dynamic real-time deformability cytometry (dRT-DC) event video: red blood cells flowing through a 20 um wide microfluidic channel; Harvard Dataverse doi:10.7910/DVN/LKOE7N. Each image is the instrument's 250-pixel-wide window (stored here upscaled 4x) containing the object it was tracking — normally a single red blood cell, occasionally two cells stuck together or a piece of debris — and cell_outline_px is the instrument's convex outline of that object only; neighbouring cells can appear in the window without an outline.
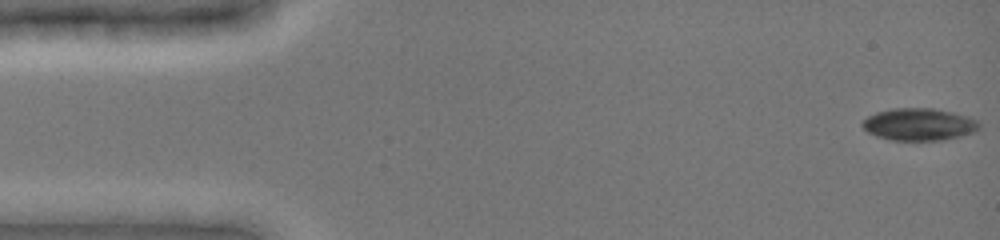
{"species": "common noctule bat (a hibernating species)", "species_latin": "Nyctalus noctula", "temperature_condition": "cold", "stored_images_in_passage": 10, "camera_frame_rate_fps": 3000, "um_per_image_px": 0.085, "animal": {"sex": "female", "body_mass_g": 19.0, "forearm_length_mm": 51.5}, "frame": {"image": 1, "passage_image": 1, "time_ms": 0.0, "image_size_px": [1000, 240], "cell_outline_px": [[980, 128], [972, 132], [960, 136], [944, 140], [892, 140], [876, 136], [868, 132], [860, 124], [868, 116], [876, 112], [892, 108], [932, 108], [952, 112], [968, 116], [976, 120], [980, 124]], "centroid_in_image_um": [78.11, 10.57], "position_along_channel_um": 6.9, "area_um2": 21.91}}
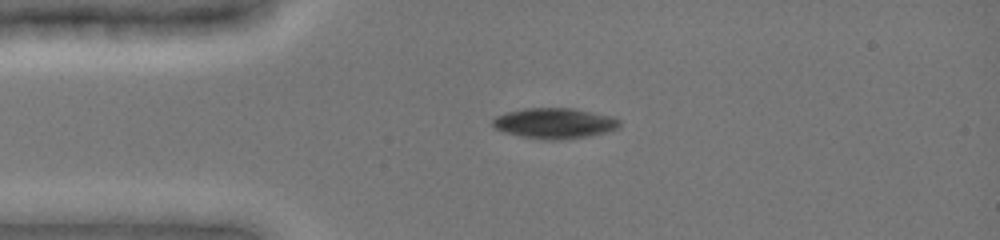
{"frame": {"image": 2, "passage_image": 8, "time_ms": 3.333, "image_size_px": [1000, 240], "cell_outline_px": [[620, 128], [608, 132], [588, 136], [556, 140], [544, 140], [520, 136], [504, 132], [496, 128], [492, 124], [492, 120], [496, 116], [504, 112], [524, 108], [572, 108], [612, 116], [620, 120]], "centroid_in_image_um": [47.14, 10.47], "position_along_channel_um": 37.9, "area_um2": 22.72}}